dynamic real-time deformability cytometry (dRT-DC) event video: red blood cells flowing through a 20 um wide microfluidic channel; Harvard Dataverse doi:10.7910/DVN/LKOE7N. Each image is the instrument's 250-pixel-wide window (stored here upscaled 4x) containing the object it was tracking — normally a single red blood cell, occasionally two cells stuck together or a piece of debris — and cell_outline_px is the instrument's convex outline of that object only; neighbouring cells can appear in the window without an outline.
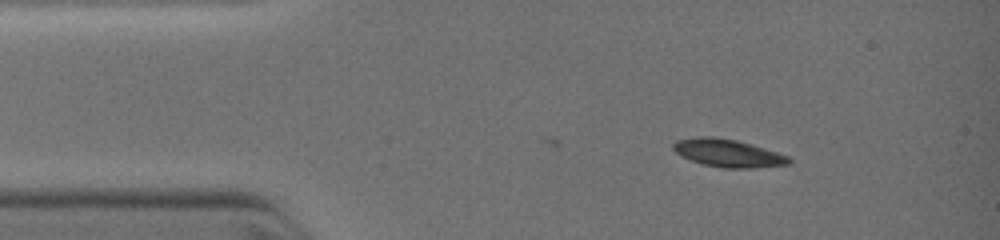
{"species": "common noctule bat (a hibernating species)", "species_latin": "Nyctalus noctula", "temperature_condition": "warm", "stored_images_in_passage": 3, "camera_frame_rate_fps": 3000, "um_per_image_px": 0.085, "animal": {"sex": "female", "body_mass_g": 19.0, "forearm_length_mm": 51.5}, "frame": {"image": 1, "passage_image": 1, "time_ms": 0.0, "image_size_px": [1000, 240], "cell_outline_px": [[792, 160], [788, 164], [752, 168], [720, 168], [704, 164], [680, 156], [672, 148], [672, 144], [676, 140], [700, 136], [712, 136], [736, 140], [776, 152], [788, 156]], "centroid_in_image_um": [61.83, 13.01], "position_along_channel_um": 23.2, "area_um2": 18.55}}
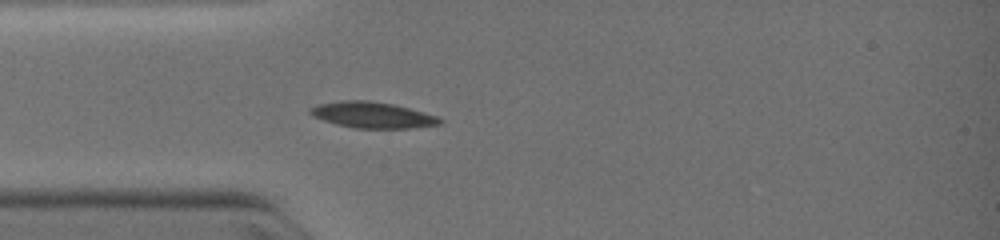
{"frame": {"image": 2, "passage_image": 3, "time_ms": 1.667, "image_size_px": [1000, 240], "cell_outline_px": [[444, 120], [440, 124], [408, 128], [356, 128], [336, 124], [312, 116], [308, 112], [308, 108], [320, 104], [344, 100], [368, 100], [392, 104], [408, 108], [436, 116]], "centroid_in_image_um": [31.62, 9.77], "position_along_channel_um": 53.4, "area_um2": 19.42}}